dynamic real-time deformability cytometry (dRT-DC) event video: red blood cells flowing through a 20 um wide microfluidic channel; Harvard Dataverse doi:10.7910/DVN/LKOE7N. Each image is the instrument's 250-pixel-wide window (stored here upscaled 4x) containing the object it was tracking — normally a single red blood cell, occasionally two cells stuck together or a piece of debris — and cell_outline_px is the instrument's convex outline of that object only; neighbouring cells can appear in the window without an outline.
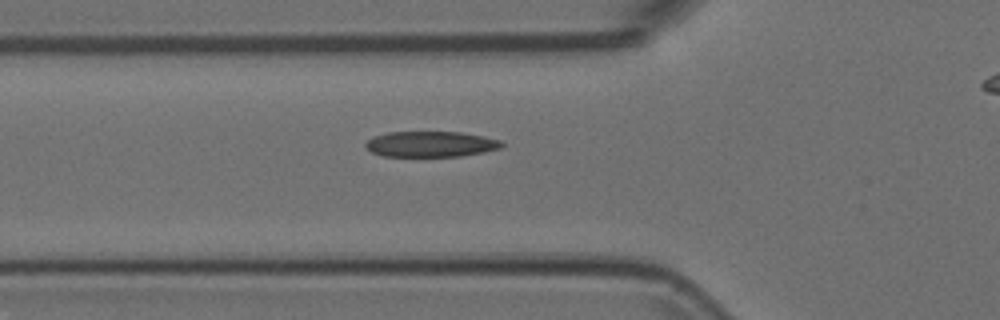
{"species": "Egyptian fruit bat (a non-hibernating species)", "species_latin": "Rousettus aegyptiacus", "temperature_condition": "room temperature", "stored_images_in_passage": 31, "camera_frame_rate_fps": 3000, "um_per_image_px": 0.085, "animal": {"sex": "female"}, "frame": {"image": 1, "passage_image": 2, "time_ms": 0.333, "image_size_px": [1000, 320], "cell_outline_px": [[504, 144], [500, 148], [484, 152], [460, 156], [384, 156], [372, 152], [364, 144], [372, 136], [388, 132], [460, 132], [500, 140]], "centroid_in_image_um": [36.59, 12.25], "position_along_channel_um": 89.2, "area_um2": 20.17}}
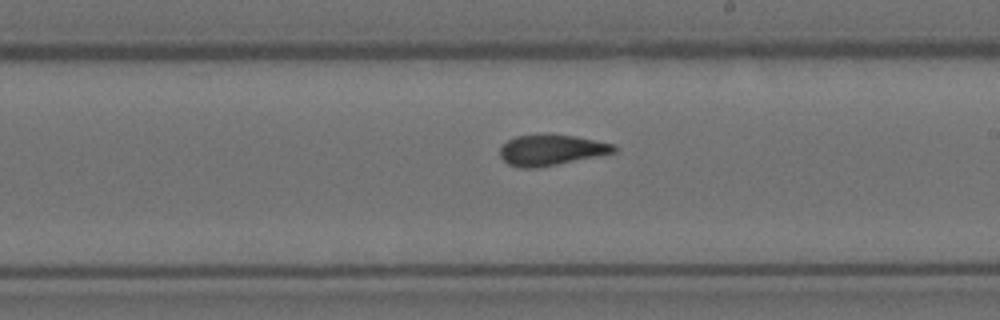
{"frame": {"image": 2, "passage_image": 14, "time_ms": 4.333, "image_size_px": [1000, 320], "cell_outline_px": [[616, 152], [536, 168], [520, 168], [508, 164], [500, 156], [500, 148], [508, 140], [516, 136], [548, 132], [576, 136], [616, 144]], "centroid_in_image_um": [46.85, 12.72], "position_along_channel_um": 242.2, "area_um2": 20.69}}
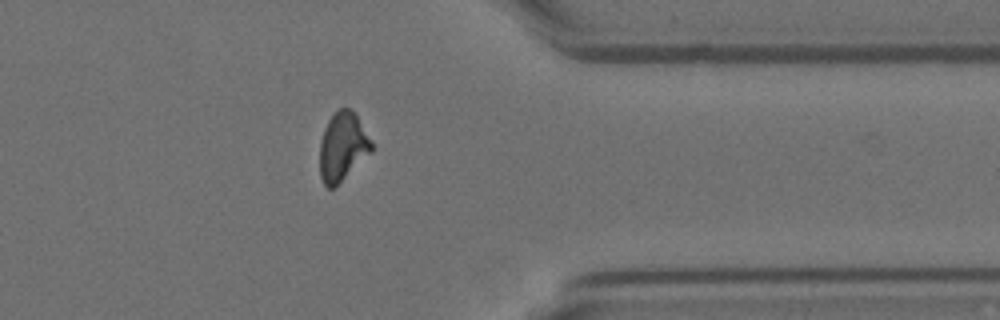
{"frame": {"image": 3, "passage_image": 26, "time_ms": 8.333, "image_size_px": [1000, 320], "cell_outline_px": [[372, 152], [332, 188], [328, 188], [324, 184], [320, 176], [320, 140], [324, 128], [328, 120], [340, 108], [348, 108], [356, 112], [372, 140]], "centroid_in_image_um": [29.13, 12.43], "position_along_channel_um": 382.3, "area_um2": 20.63}}